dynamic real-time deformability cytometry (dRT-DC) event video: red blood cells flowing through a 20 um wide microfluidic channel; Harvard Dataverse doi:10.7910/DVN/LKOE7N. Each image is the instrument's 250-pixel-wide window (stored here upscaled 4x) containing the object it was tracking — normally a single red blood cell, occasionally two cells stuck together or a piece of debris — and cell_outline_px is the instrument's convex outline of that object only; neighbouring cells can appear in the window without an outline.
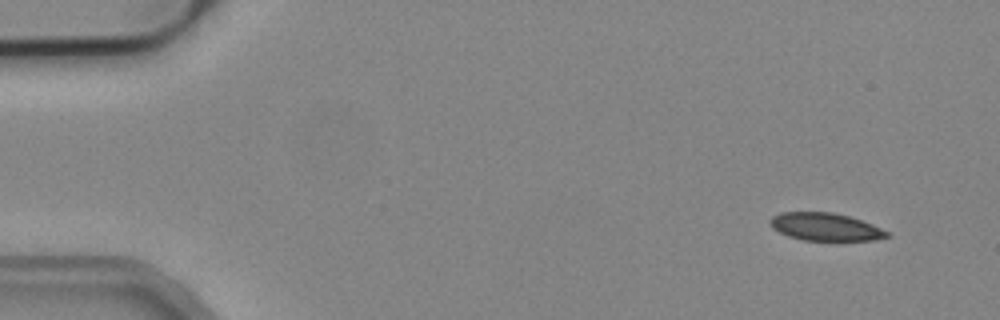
{"species": "common noctule bat (a hibernating species)", "species_latin": "Nyctalus noctula", "temperature_condition": "cold", "stored_images_in_passage": 4, "camera_frame_rate_fps": 3000, "um_per_image_px": 0.085, "animal": {"sex": "male", "body_mass_g": 19.2, "forearm_length_mm": 51.8}, "frame": {"image": 1, "passage_image": 1, "time_ms": 0.0, "image_size_px": [1000, 320], "cell_outline_px": [[892, 236], [872, 240], [804, 240], [788, 236], [772, 228], [768, 224], [768, 220], [772, 216], [780, 212], [832, 212], [848, 216], [872, 224], [888, 232]], "centroid_in_image_um": [70.11, 19.27], "position_along_channel_um": 14.9, "area_um2": 18.84}}
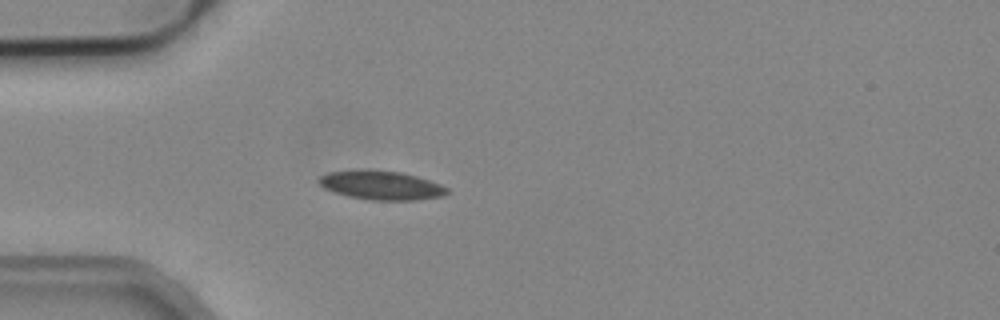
{"frame": {"image": 2, "passage_image": 4, "time_ms": 1.0, "image_size_px": [1000, 320], "cell_outline_px": [[452, 192], [444, 196], [416, 200], [368, 200], [348, 196], [324, 188], [316, 180], [320, 176], [328, 172], [400, 172], [416, 176], [440, 184], [448, 188]], "centroid_in_image_um": [32.48, 15.8], "position_along_channel_um": 52.5, "area_um2": 20.92}}